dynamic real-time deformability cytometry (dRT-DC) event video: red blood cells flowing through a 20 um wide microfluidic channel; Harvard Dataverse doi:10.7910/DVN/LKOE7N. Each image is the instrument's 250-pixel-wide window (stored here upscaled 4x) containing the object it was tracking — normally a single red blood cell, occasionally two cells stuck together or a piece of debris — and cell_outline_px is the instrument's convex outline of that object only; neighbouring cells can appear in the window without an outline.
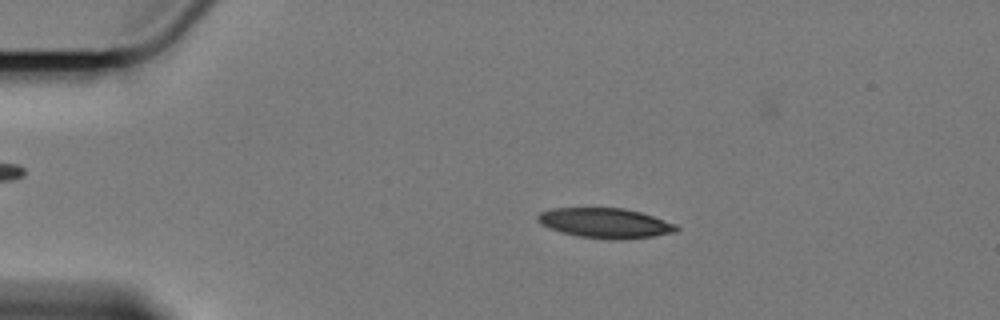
{"species": "Egyptian fruit bat (a non-hibernating species)", "species_latin": "Rousettus aegyptiacus", "temperature_condition": "cold", "stored_images_in_passage": 58, "camera_frame_rate_fps": 3000, "um_per_image_px": 0.085, "animal": {"sex": "female"}, "frame": {"image": 1, "passage_image": 11, "time_ms": 3.333, "image_size_px": [1000, 320], "cell_outline_px": [[680, 228], [676, 232], [652, 236], [616, 240], [612, 240], [580, 236], [548, 228], [540, 224], [536, 220], [536, 216], [540, 212], [552, 208], [624, 208], [640, 212], [676, 224]], "centroid_in_image_um": [51.42, 18.95], "position_along_channel_um": 33.6, "area_um2": 24.1}}
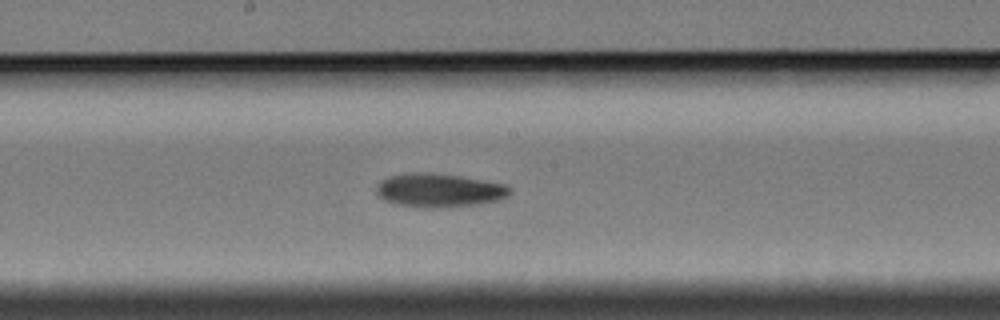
{"frame": {"image": 2, "passage_image": 31, "time_ms": 10.0, "image_size_px": [1000, 320], "cell_outline_px": [[512, 192], [508, 196], [500, 200], [472, 204], [440, 208], [428, 208], [392, 204], [384, 200], [376, 192], [376, 188], [380, 180], [392, 176], [412, 172], [432, 172], [460, 176], [504, 184], [512, 188]], "centroid_in_image_um": [37.31, 16.17], "position_along_channel_um": 210.9, "area_um2": 26.24}}
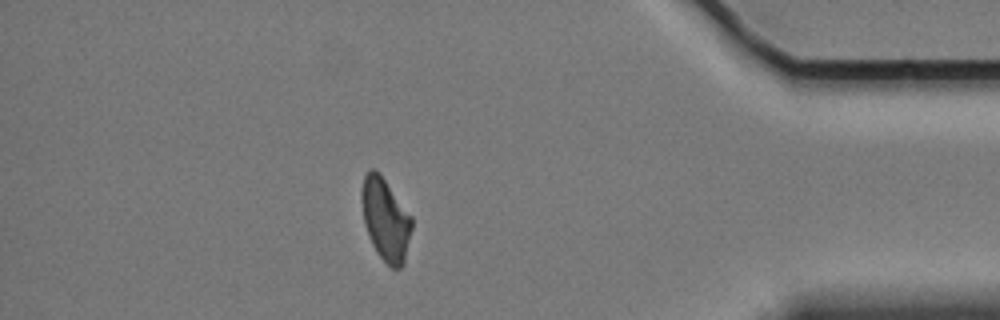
{"frame": {"image": 3, "passage_image": 51, "time_ms": 16.667, "image_size_px": [1000, 320], "cell_outline_px": [[412, 228], [404, 264], [400, 268], [392, 268], [376, 252], [372, 244], [364, 224], [360, 200], [360, 192], [364, 176], [368, 168], [376, 168], [380, 172], [412, 216]], "centroid_in_image_um": [32.75, 18.59], "position_along_channel_um": 402.4, "area_um2": 24.51}}